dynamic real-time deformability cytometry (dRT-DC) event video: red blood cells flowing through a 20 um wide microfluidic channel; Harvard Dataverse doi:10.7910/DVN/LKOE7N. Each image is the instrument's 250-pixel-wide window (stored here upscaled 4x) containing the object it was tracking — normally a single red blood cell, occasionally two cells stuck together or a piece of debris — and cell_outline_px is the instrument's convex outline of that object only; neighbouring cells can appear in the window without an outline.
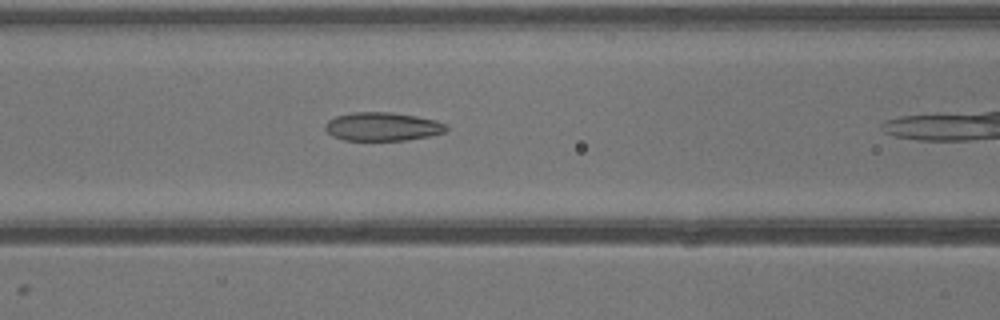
{"species": "common noctule bat (a hibernating species)", "species_latin": "Nyctalus noctula", "temperature_condition": "warm", "stored_images_in_passage": 23, "camera_frame_rate_fps": 3000, "um_per_image_px": 0.085, "animal": {"sex": "male", "body_mass_g": 13.3}, "frame": {"image": 1, "passage_image": 8, "time_ms": 2.333, "image_size_px": [1000, 320], "cell_outline_px": [[448, 128], [444, 132], [428, 136], [408, 140], [344, 140], [332, 136], [324, 128], [324, 124], [328, 120], [336, 116], [352, 112], [392, 112], [416, 116], [436, 120], [448, 124]], "centroid_in_image_um": [32.5, 10.75], "position_along_channel_um": 134.1, "area_um2": 20.23}}
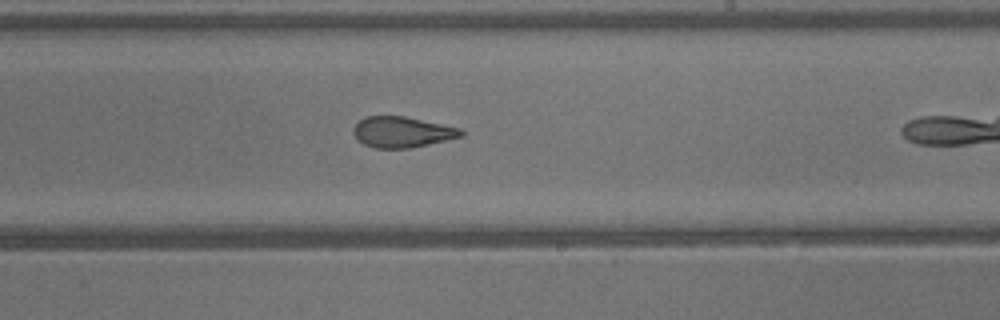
{"frame": {"image": 2, "passage_image": 15, "time_ms": 4.667, "image_size_px": [1000, 320], "cell_outline_px": [[464, 136], [412, 148], [376, 148], [364, 144], [352, 132], [352, 128], [364, 116], [404, 116], [444, 124], [460, 128], [464, 132]], "centroid_in_image_um": [34.2, 11.22], "position_along_channel_um": 254.8, "area_um2": 19.36}}
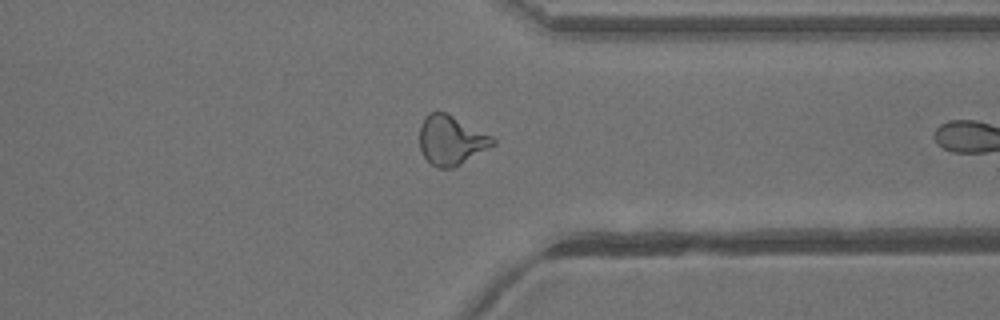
{"frame": {"image": 3, "passage_image": 22, "time_ms": 7.0, "image_size_px": [1000, 320], "cell_outline_px": [[496, 144], [460, 164], [452, 168], [436, 168], [424, 156], [420, 148], [420, 124], [424, 116], [428, 112], [444, 112], [492, 136], [496, 140]], "centroid_in_image_um": [38.33, 11.92], "position_along_channel_um": 373.1, "area_um2": 20.81}}